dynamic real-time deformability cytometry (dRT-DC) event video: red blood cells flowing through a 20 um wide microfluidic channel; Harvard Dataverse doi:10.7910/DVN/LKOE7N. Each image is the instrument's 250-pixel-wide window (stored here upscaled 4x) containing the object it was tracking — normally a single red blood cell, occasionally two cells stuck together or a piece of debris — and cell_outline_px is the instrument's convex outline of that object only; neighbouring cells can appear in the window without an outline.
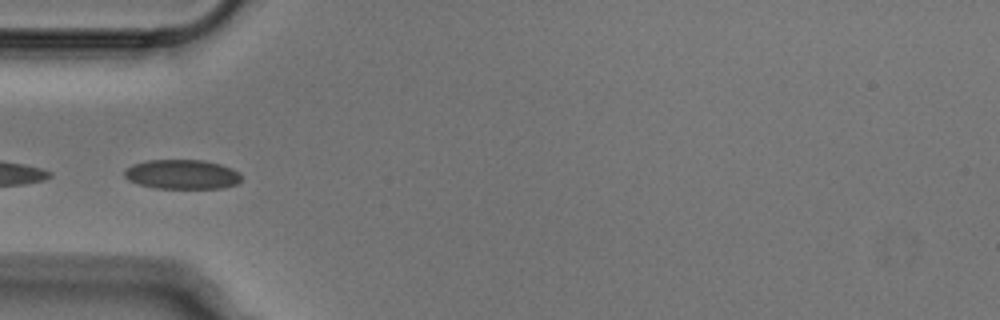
{"species": "Egyptian fruit bat (a non-hibernating species)", "species_latin": "Rousettus aegyptiacus", "temperature_condition": "cold", "stored_images_in_passage": 24, "camera_frame_rate_fps": 3000, "um_per_image_px": 0.085, "animal": {"sex": "male"}, "frame": {"image": 1, "passage_image": 16, "time_ms": 5.0, "image_size_px": [1000, 320], "cell_outline_px": [[240, 180], [236, 184], [220, 188], [156, 188], [140, 184], [128, 180], [124, 176], [124, 168], [132, 164], [148, 160], [204, 160], [220, 164], [232, 168], [240, 172]], "centroid_in_image_um": [15.45, 14.81], "position_along_channel_um": 69.5, "area_um2": 20.11}}
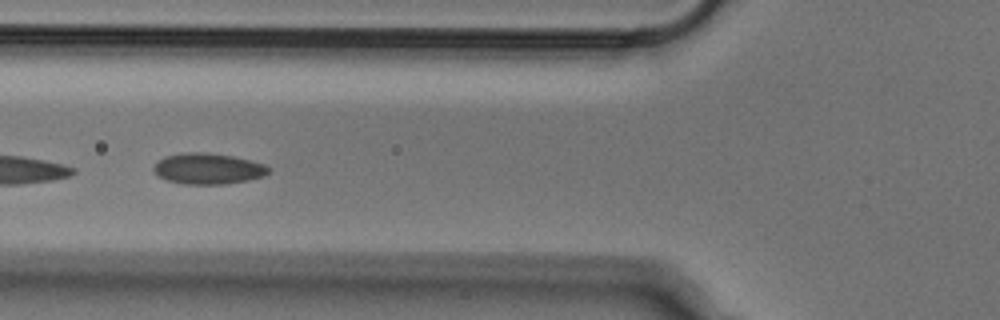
{"frame": {"image": 2, "passage_image": 19, "time_ms": 6.0, "image_size_px": [1000, 320], "cell_outline_px": [[268, 172], [264, 176], [248, 180], [224, 184], [184, 184], [168, 180], [156, 176], [152, 168], [164, 156], [184, 152], [208, 152], [232, 156], [264, 164], [268, 168]], "centroid_in_image_um": [17.64, 14.33], "position_along_channel_um": 108.2, "area_um2": 20.63}}
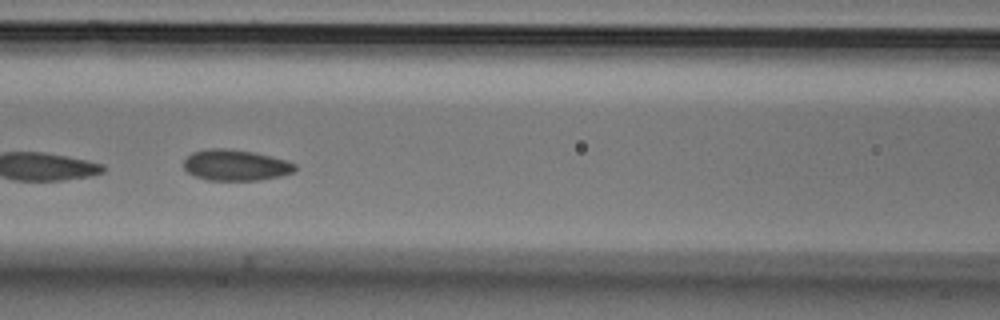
{"frame": {"image": 3, "passage_image": 22, "time_ms": 7.0, "image_size_px": [1000, 320], "cell_outline_px": [[296, 168], [292, 172], [280, 176], [260, 180], [208, 180], [196, 176], [188, 172], [184, 168], [184, 160], [192, 152], [212, 148], [224, 148], [252, 152], [272, 156], [296, 164]], "centroid_in_image_um": [20.02, 14.04], "position_along_channel_um": 146.6, "area_um2": 19.88}}